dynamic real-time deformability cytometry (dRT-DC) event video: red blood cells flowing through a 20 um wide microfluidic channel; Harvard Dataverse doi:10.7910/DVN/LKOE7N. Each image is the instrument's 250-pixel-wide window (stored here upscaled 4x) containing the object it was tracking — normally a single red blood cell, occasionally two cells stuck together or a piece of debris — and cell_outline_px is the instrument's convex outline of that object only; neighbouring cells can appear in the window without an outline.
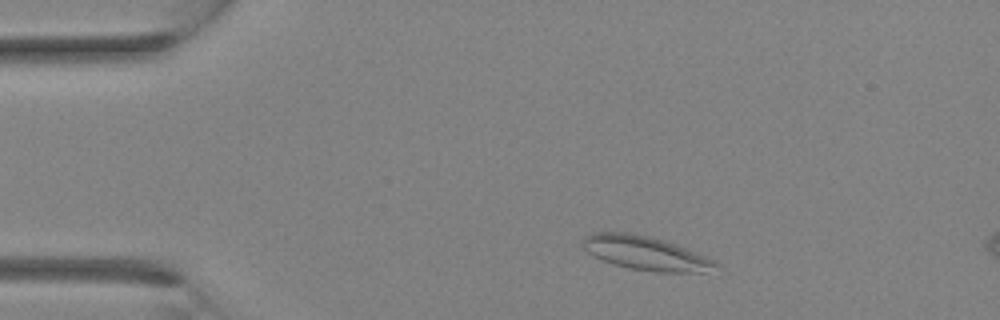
{"species": "Egyptian fruit bat (a non-hibernating species)", "species_latin": "Rousettus aegyptiacus", "temperature_condition": "room temperature", "stored_images_in_passage": 3, "camera_frame_rate_fps": 3000, "um_per_image_px": 0.085, "animal": {"sex": "female"}, "frame": {"image": 1, "passage_image": 1, "time_ms": 0.0, "image_size_px": [1000, 320], "cell_outline_px": [[720, 264], [704, 272], [656, 272], [628, 268], [604, 260], [588, 252], [584, 248], [584, 236], [592, 232], [628, 232], [648, 236], [664, 240], [676, 244], [712, 260]], "centroid_in_image_um": [54.84, 21.5], "position_along_channel_um": 30.2, "area_um2": 25.66}}